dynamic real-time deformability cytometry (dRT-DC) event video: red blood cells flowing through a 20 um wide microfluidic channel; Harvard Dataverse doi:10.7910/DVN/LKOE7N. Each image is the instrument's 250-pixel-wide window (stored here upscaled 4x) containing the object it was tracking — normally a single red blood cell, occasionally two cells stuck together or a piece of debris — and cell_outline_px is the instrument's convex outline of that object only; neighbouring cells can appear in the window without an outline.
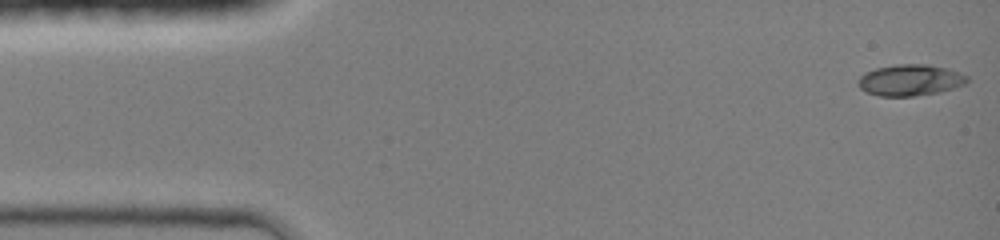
{"species": "common noctule bat (a hibernating species)", "species_latin": "Nyctalus noctula", "temperature_condition": "room temperature", "stored_images_in_passage": 44, "camera_frame_rate_fps": 3000, "um_per_image_px": 0.085, "animal": {"sex": "female", "body_mass_g": 19.0, "forearm_length_mm": 51.5}, "frame": {"image": 1, "passage_image": 1, "time_ms": 0.0, "image_size_px": [1000, 240], "cell_outline_px": [[968, 80], [964, 84], [940, 92], [912, 96], [880, 96], [868, 92], [860, 88], [860, 76], [864, 72], [876, 68], [896, 64], [924, 64], [944, 68], [968, 76]], "centroid_in_image_um": [77.35, 6.81], "position_along_channel_um": 7.7, "area_um2": 19.48}}
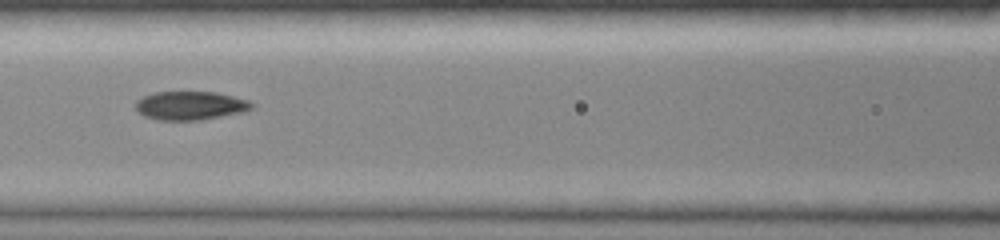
{"frame": {"image": 2, "passage_image": 19, "time_ms": 6.0, "image_size_px": [1000, 240], "cell_outline_px": [[252, 108], [244, 112], [200, 120], [156, 120], [144, 116], [136, 108], [136, 100], [152, 92], [216, 92], [248, 100], [252, 104]], "centroid_in_image_um": [16.16, 8.98], "position_along_channel_um": 150.4, "area_um2": 19.31}}
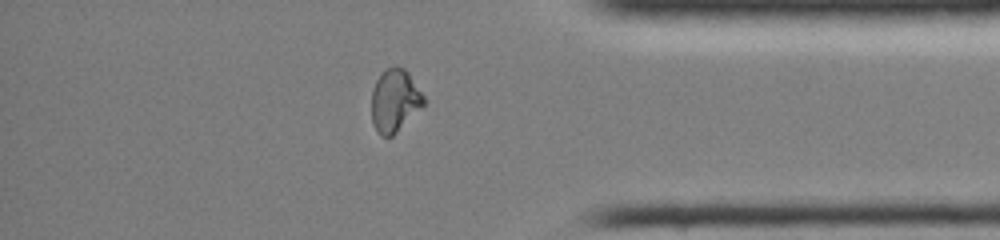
{"frame": {"image": 3, "passage_image": 37, "time_ms": 12.0, "image_size_px": [1000, 240], "cell_outline_px": [[424, 104], [392, 136], [380, 136], [372, 124], [372, 88], [376, 80], [384, 68], [396, 64], [404, 68], [408, 72], [424, 96]], "centroid_in_image_um": [33.52, 8.5], "position_along_channel_um": 401.7, "area_um2": 19.07}, "authors_computed_cell_mechanics": {"area_um2": 19.3052, "velocity_mm_per_s": 4.3302, "shape_relaxation_time_tau1_ms": 8.5739, "shape_relaxation_time_tau2_ms": 1.7408, "deformation_change_tau1": 0.2687, "deformation_change_tau2": 0.0443}}